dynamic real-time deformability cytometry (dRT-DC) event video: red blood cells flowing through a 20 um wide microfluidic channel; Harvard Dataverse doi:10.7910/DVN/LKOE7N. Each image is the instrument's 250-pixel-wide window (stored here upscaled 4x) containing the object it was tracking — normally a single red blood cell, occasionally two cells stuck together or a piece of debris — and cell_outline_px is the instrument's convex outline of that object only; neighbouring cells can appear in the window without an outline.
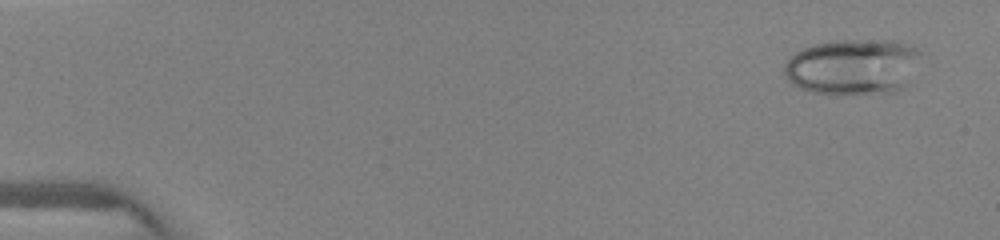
{"species": "human", "species_latin": "Homo sapiens", "temperature_condition": "warm", "stored_images_in_passage": 6, "camera_frame_rate_fps": 3000, "um_per_image_px": 0.085, "donor": {"sex": "female"}, "frame": {"image": 1, "passage_image": 1, "time_ms": 0.0, "image_size_px": [1000, 240], "cell_outline_px": [[920, 52], [904, 88], [896, 92], [836, 96], [812, 92], [800, 88], [792, 84], [784, 76], [784, 64], [796, 52], [812, 44], [836, 40], [896, 40], [912, 44]], "centroid_in_image_um": [72.45, 5.69], "position_along_channel_um": 12.5, "area_um2": 44.91}}